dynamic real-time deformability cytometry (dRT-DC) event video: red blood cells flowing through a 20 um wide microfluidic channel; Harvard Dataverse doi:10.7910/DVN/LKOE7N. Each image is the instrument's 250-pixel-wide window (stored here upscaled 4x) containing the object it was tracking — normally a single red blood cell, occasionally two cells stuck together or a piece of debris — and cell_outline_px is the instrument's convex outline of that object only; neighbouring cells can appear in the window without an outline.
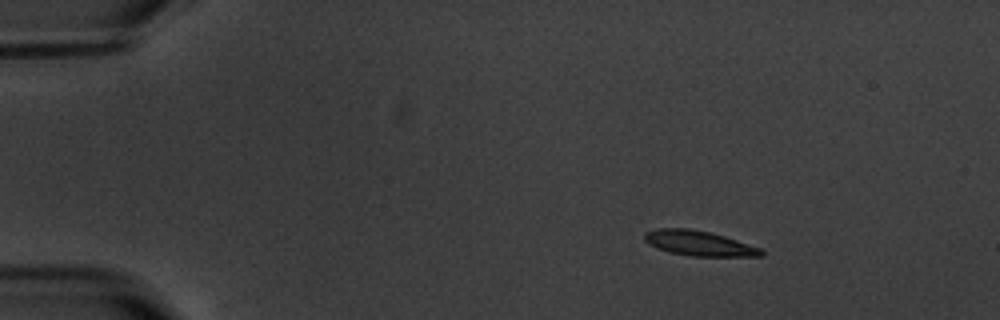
{"species": "common noctule bat (a hibernating species)", "species_latin": "Nyctalus noctula", "temperature_condition": "warm", "stored_images_in_passage": 8, "camera_frame_rate_fps": 3000, "um_per_image_px": 0.085, "animal": {"sex": "male", "body_mass_g": 20.1, "forearm_length_mm": 53.5}, "frame": {"image": 1, "passage_image": 2, "time_ms": 1.333, "image_size_px": [1000, 320], "cell_outline_px": [[764, 256], [688, 256], [656, 248], [648, 244], [644, 240], [644, 232], [656, 228], [688, 228], [708, 232], [724, 236], [760, 248], [764, 252]], "centroid_in_image_um": [59.36, 20.67], "position_along_channel_um": 25.6, "area_um2": 16.94}}
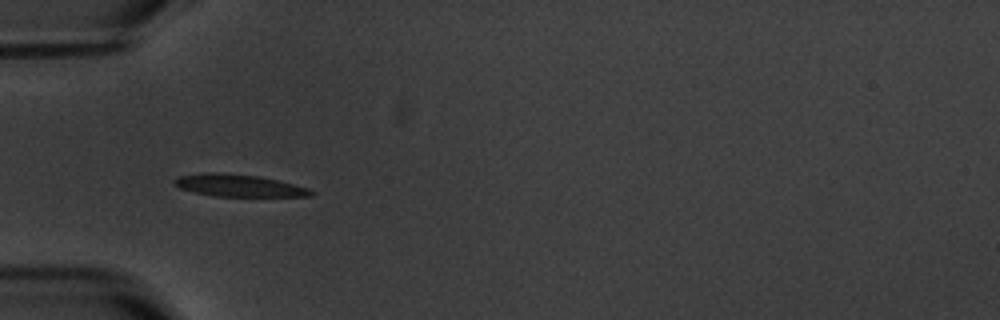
{"frame": {"image": 2, "passage_image": 5, "time_ms": 4.667, "image_size_px": [1000, 320], "cell_outline_px": [[316, 192], [312, 196], [212, 196], [180, 188], [172, 184], [172, 180], [176, 176], [204, 172], [216, 172], [256, 176], [276, 180], [308, 188]], "centroid_in_image_um": [20.22, 15.76], "position_along_channel_um": 64.8, "area_um2": 17.57}}